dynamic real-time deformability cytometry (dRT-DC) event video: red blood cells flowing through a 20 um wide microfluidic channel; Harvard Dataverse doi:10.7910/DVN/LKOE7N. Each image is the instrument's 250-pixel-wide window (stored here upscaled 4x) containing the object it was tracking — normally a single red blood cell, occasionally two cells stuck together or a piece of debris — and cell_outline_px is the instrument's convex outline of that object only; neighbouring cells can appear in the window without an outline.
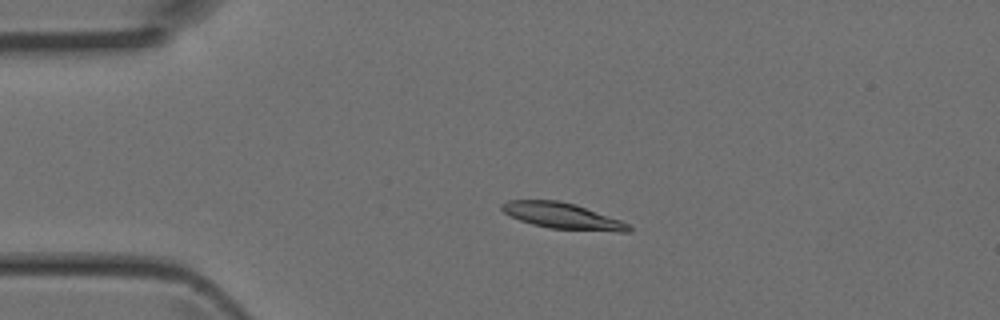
{"species": "Egyptian fruit bat (a non-hibernating species)", "species_latin": "Rousettus aegyptiacus", "temperature_condition": "room temperature", "stored_images_in_passage": 7, "camera_frame_rate_fps": 3000, "um_per_image_px": 0.085, "animal": {"sex": "female"}, "frame": {"image": 1, "passage_image": 4, "time_ms": 1.0, "image_size_px": [1000, 320], "cell_outline_px": [[632, 232], [616, 232], [548, 228], [532, 224], [520, 220], [504, 212], [500, 208], [500, 204], [508, 200], [560, 200], [576, 204], [620, 220], [628, 224], [632, 228]], "centroid_in_image_um": [47.82, 18.35], "position_along_channel_um": 37.2, "area_um2": 19.31}}
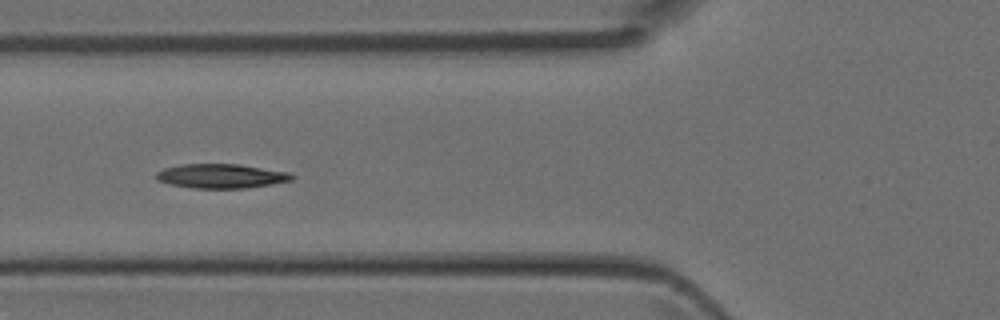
{"frame": {"image": 2, "passage_image": 6, "time_ms": 1.667, "image_size_px": [1000, 320], "cell_outline_px": [[296, 176], [292, 180], [244, 188], [192, 188], [168, 184], [156, 180], [156, 172], [164, 168], [180, 164], [240, 164], [288, 172]], "centroid_in_image_um": [18.75, 14.96], "position_along_channel_um": 107.1, "area_um2": 19.19}}
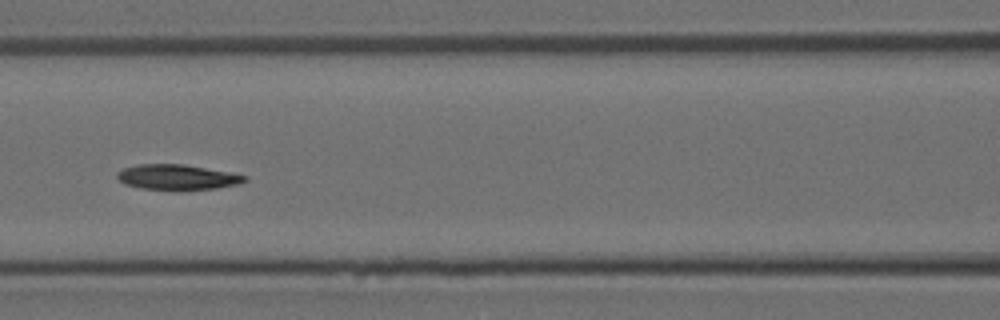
{"frame": {"image": 3, "passage_image": 7, "time_ms": 2.0, "image_size_px": [1000, 320], "cell_outline_px": [[248, 180], [236, 184], [216, 188], [180, 192], [140, 188], [124, 184], [116, 176], [116, 172], [124, 168], [140, 164], [184, 164], [248, 176]], "centroid_in_image_um": [15.04, 15.09], "position_along_channel_um": 151.6, "area_um2": 19.13}}